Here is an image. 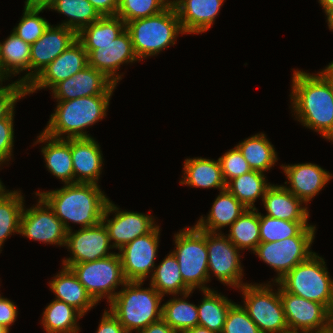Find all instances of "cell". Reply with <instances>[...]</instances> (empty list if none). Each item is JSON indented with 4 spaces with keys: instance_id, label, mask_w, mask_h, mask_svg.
<instances>
[{
    "instance_id": "6da1fadb",
    "label": "cell",
    "mask_w": 333,
    "mask_h": 333,
    "mask_svg": "<svg viewBox=\"0 0 333 333\" xmlns=\"http://www.w3.org/2000/svg\"><path fill=\"white\" fill-rule=\"evenodd\" d=\"M290 101L303 126L333 142V85L320 71L310 74L294 70Z\"/></svg>"
},
{
    "instance_id": "7a4b0ae2",
    "label": "cell",
    "mask_w": 333,
    "mask_h": 333,
    "mask_svg": "<svg viewBox=\"0 0 333 333\" xmlns=\"http://www.w3.org/2000/svg\"><path fill=\"white\" fill-rule=\"evenodd\" d=\"M35 194L49 205L67 232L72 230L69 221L79 224L81 228L102 222L109 201L100 186L94 183L64 184L60 189Z\"/></svg>"
},
{
    "instance_id": "3957f363",
    "label": "cell",
    "mask_w": 333,
    "mask_h": 333,
    "mask_svg": "<svg viewBox=\"0 0 333 333\" xmlns=\"http://www.w3.org/2000/svg\"><path fill=\"white\" fill-rule=\"evenodd\" d=\"M111 96L93 95L57 101L55 113L51 114L42 132L57 139L92 138L85 129L106 116Z\"/></svg>"
},
{
    "instance_id": "277c9868",
    "label": "cell",
    "mask_w": 333,
    "mask_h": 333,
    "mask_svg": "<svg viewBox=\"0 0 333 333\" xmlns=\"http://www.w3.org/2000/svg\"><path fill=\"white\" fill-rule=\"evenodd\" d=\"M142 285L143 281H127L109 302V311L127 333L138 332L161 319L163 296L151 285L146 289Z\"/></svg>"
},
{
    "instance_id": "5b68a950",
    "label": "cell",
    "mask_w": 333,
    "mask_h": 333,
    "mask_svg": "<svg viewBox=\"0 0 333 333\" xmlns=\"http://www.w3.org/2000/svg\"><path fill=\"white\" fill-rule=\"evenodd\" d=\"M126 29L140 61L175 45L178 35L185 34L172 3L158 14L128 22Z\"/></svg>"
},
{
    "instance_id": "8992f818",
    "label": "cell",
    "mask_w": 333,
    "mask_h": 333,
    "mask_svg": "<svg viewBox=\"0 0 333 333\" xmlns=\"http://www.w3.org/2000/svg\"><path fill=\"white\" fill-rule=\"evenodd\" d=\"M286 292L310 301L319 302L330 310L333 302V279L325 261L314 253L296 265L277 282Z\"/></svg>"
},
{
    "instance_id": "52a82bcc",
    "label": "cell",
    "mask_w": 333,
    "mask_h": 333,
    "mask_svg": "<svg viewBox=\"0 0 333 333\" xmlns=\"http://www.w3.org/2000/svg\"><path fill=\"white\" fill-rule=\"evenodd\" d=\"M175 255L180 267L184 283L193 291L210 290L205 286L209 281L208 250L206 247V231L195 225L186 227L174 234Z\"/></svg>"
},
{
    "instance_id": "ba28073f",
    "label": "cell",
    "mask_w": 333,
    "mask_h": 333,
    "mask_svg": "<svg viewBox=\"0 0 333 333\" xmlns=\"http://www.w3.org/2000/svg\"><path fill=\"white\" fill-rule=\"evenodd\" d=\"M269 284L246 283L241 288L243 308L261 333H285L289 330L279 287L277 291Z\"/></svg>"
},
{
    "instance_id": "9c48e42d",
    "label": "cell",
    "mask_w": 333,
    "mask_h": 333,
    "mask_svg": "<svg viewBox=\"0 0 333 333\" xmlns=\"http://www.w3.org/2000/svg\"><path fill=\"white\" fill-rule=\"evenodd\" d=\"M69 268L97 304L106 297L109 303L117 295L115 290L118 286L127 282L118 253L96 261L73 264Z\"/></svg>"
},
{
    "instance_id": "30bf717a",
    "label": "cell",
    "mask_w": 333,
    "mask_h": 333,
    "mask_svg": "<svg viewBox=\"0 0 333 333\" xmlns=\"http://www.w3.org/2000/svg\"><path fill=\"white\" fill-rule=\"evenodd\" d=\"M315 236H294L280 241L260 242L253 251L264 263L277 272L273 283H277L296 265L309 259Z\"/></svg>"
},
{
    "instance_id": "8fae6325",
    "label": "cell",
    "mask_w": 333,
    "mask_h": 333,
    "mask_svg": "<svg viewBox=\"0 0 333 333\" xmlns=\"http://www.w3.org/2000/svg\"><path fill=\"white\" fill-rule=\"evenodd\" d=\"M206 247L209 281L210 273H213L221 283L233 288L239 289L246 284L241 281L244 272L240 262V250L224 233L206 231Z\"/></svg>"
},
{
    "instance_id": "7c38bea8",
    "label": "cell",
    "mask_w": 333,
    "mask_h": 333,
    "mask_svg": "<svg viewBox=\"0 0 333 333\" xmlns=\"http://www.w3.org/2000/svg\"><path fill=\"white\" fill-rule=\"evenodd\" d=\"M88 53V65L102 72L115 85L122 79L120 65L140 61L134 51L130 33L125 29L115 40L106 44H83Z\"/></svg>"
},
{
    "instance_id": "4fadbf2b",
    "label": "cell",
    "mask_w": 333,
    "mask_h": 333,
    "mask_svg": "<svg viewBox=\"0 0 333 333\" xmlns=\"http://www.w3.org/2000/svg\"><path fill=\"white\" fill-rule=\"evenodd\" d=\"M38 197L36 205L28 209L23 207L19 234L45 244L65 246L67 230L49 205Z\"/></svg>"
},
{
    "instance_id": "5bb4252c",
    "label": "cell",
    "mask_w": 333,
    "mask_h": 333,
    "mask_svg": "<svg viewBox=\"0 0 333 333\" xmlns=\"http://www.w3.org/2000/svg\"><path fill=\"white\" fill-rule=\"evenodd\" d=\"M159 237L160 227L157 225L150 233L135 238L119 250L123 274L127 281L144 282L150 275L152 276Z\"/></svg>"
},
{
    "instance_id": "9a60e30c",
    "label": "cell",
    "mask_w": 333,
    "mask_h": 333,
    "mask_svg": "<svg viewBox=\"0 0 333 333\" xmlns=\"http://www.w3.org/2000/svg\"><path fill=\"white\" fill-rule=\"evenodd\" d=\"M72 231L67 232L65 243L72 256L62 260L63 266L70 267L73 264L96 261L115 254L108 252L113 247L103 222L95 226L80 228L76 232Z\"/></svg>"
},
{
    "instance_id": "2e32d148",
    "label": "cell",
    "mask_w": 333,
    "mask_h": 333,
    "mask_svg": "<svg viewBox=\"0 0 333 333\" xmlns=\"http://www.w3.org/2000/svg\"><path fill=\"white\" fill-rule=\"evenodd\" d=\"M115 213L112 219L108 220L110 213ZM154 216L144 213L121 211L119 208L108 201L103 213L102 222L106 226L110 243L113 249L120 250L124 245L130 243L137 237L150 233L157 225Z\"/></svg>"
},
{
    "instance_id": "e0dca14e",
    "label": "cell",
    "mask_w": 333,
    "mask_h": 333,
    "mask_svg": "<svg viewBox=\"0 0 333 333\" xmlns=\"http://www.w3.org/2000/svg\"><path fill=\"white\" fill-rule=\"evenodd\" d=\"M289 330L321 333L329 330V310L321 303L286 292L278 283Z\"/></svg>"
},
{
    "instance_id": "ac0fdd59",
    "label": "cell",
    "mask_w": 333,
    "mask_h": 333,
    "mask_svg": "<svg viewBox=\"0 0 333 333\" xmlns=\"http://www.w3.org/2000/svg\"><path fill=\"white\" fill-rule=\"evenodd\" d=\"M87 65L88 53L77 39L26 86L27 95L43 88L51 90L56 84L70 78Z\"/></svg>"
},
{
    "instance_id": "d6986e66",
    "label": "cell",
    "mask_w": 333,
    "mask_h": 333,
    "mask_svg": "<svg viewBox=\"0 0 333 333\" xmlns=\"http://www.w3.org/2000/svg\"><path fill=\"white\" fill-rule=\"evenodd\" d=\"M116 85L102 72L87 65L51 90L57 101L73 100L84 96L112 95Z\"/></svg>"
},
{
    "instance_id": "ffe728a7",
    "label": "cell",
    "mask_w": 333,
    "mask_h": 333,
    "mask_svg": "<svg viewBox=\"0 0 333 333\" xmlns=\"http://www.w3.org/2000/svg\"><path fill=\"white\" fill-rule=\"evenodd\" d=\"M77 40V33L63 25H49L30 48L31 81Z\"/></svg>"
},
{
    "instance_id": "44dd1931",
    "label": "cell",
    "mask_w": 333,
    "mask_h": 333,
    "mask_svg": "<svg viewBox=\"0 0 333 333\" xmlns=\"http://www.w3.org/2000/svg\"><path fill=\"white\" fill-rule=\"evenodd\" d=\"M281 166L290 185L288 187L285 182L284 187L301 199L306 206L333 177L328 171L314 163Z\"/></svg>"
},
{
    "instance_id": "7402d4cb",
    "label": "cell",
    "mask_w": 333,
    "mask_h": 333,
    "mask_svg": "<svg viewBox=\"0 0 333 333\" xmlns=\"http://www.w3.org/2000/svg\"><path fill=\"white\" fill-rule=\"evenodd\" d=\"M70 149L73 162V184H98L103 169V154L98 142L93 137L70 138Z\"/></svg>"
},
{
    "instance_id": "603a6c76",
    "label": "cell",
    "mask_w": 333,
    "mask_h": 333,
    "mask_svg": "<svg viewBox=\"0 0 333 333\" xmlns=\"http://www.w3.org/2000/svg\"><path fill=\"white\" fill-rule=\"evenodd\" d=\"M225 0H172L185 34H200L214 24Z\"/></svg>"
},
{
    "instance_id": "cb8c5ba5",
    "label": "cell",
    "mask_w": 333,
    "mask_h": 333,
    "mask_svg": "<svg viewBox=\"0 0 333 333\" xmlns=\"http://www.w3.org/2000/svg\"><path fill=\"white\" fill-rule=\"evenodd\" d=\"M30 48L31 45L14 32L0 42L1 81L8 80L11 75L16 76L20 72L28 71L18 81L25 86L31 83Z\"/></svg>"
},
{
    "instance_id": "d4e9b609",
    "label": "cell",
    "mask_w": 333,
    "mask_h": 333,
    "mask_svg": "<svg viewBox=\"0 0 333 333\" xmlns=\"http://www.w3.org/2000/svg\"><path fill=\"white\" fill-rule=\"evenodd\" d=\"M262 203L266 209V215L276 219L288 221H308L309 210L303 207V201L284 187V185H271Z\"/></svg>"
},
{
    "instance_id": "484cf974",
    "label": "cell",
    "mask_w": 333,
    "mask_h": 333,
    "mask_svg": "<svg viewBox=\"0 0 333 333\" xmlns=\"http://www.w3.org/2000/svg\"><path fill=\"white\" fill-rule=\"evenodd\" d=\"M44 143L41 149L47 170L64 184H73V162L70 138L57 139L41 132L34 144Z\"/></svg>"
},
{
    "instance_id": "4316f807",
    "label": "cell",
    "mask_w": 333,
    "mask_h": 333,
    "mask_svg": "<svg viewBox=\"0 0 333 333\" xmlns=\"http://www.w3.org/2000/svg\"><path fill=\"white\" fill-rule=\"evenodd\" d=\"M56 300L77 309L83 316L97 303L87 293L71 268L63 266L61 271L49 282Z\"/></svg>"
},
{
    "instance_id": "83f0119b",
    "label": "cell",
    "mask_w": 333,
    "mask_h": 333,
    "mask_svg": "<svg viewBox=\"0 0 333 333\" xmlns=\"http://www.w3.org/2000/svg\"><path fill=\"white\" fill-rule=\"evenodd\" d=\"M246 209L233 194L224 189L216 197L207 217L201 216L195 226L200 230L218 233L221 228L231 226Z\"/></svg>"
},
{
    "instance_id": "f1b7e54d",
    "label": "cell",
    "mask_w": 333,
    "mask_h": 333,
    "mask_svg": "<svg viewBox=\"0 0 333 333\" xmlns=\"http://www.w3.org/2000/svg\"><path fill=\"white\" fill-rule=\"evenodd\" d=\"M184 175L179 182L181 185L200 188L226 189L222 176L221 165L218 160L202 157L187 158L184 161Z\"/></svg>"
},
{
    "instance_id": "f546056e",
    "label": "cell",
    "mask_w": 333,
    "mask_h": 333,
    "mask_svg": "<svg viewBox=\"0 0 333 333\" xmlns=\"http://www.w3.org/2000/svg\"><path fill=\"white\" fill-rule=\"evenodd\" d=\"M202 292L203 300L197 305L198 325L222 333L228 310L234 302L213 289Z\"/></svg>"
},
{
    "instance_id": "4dcf8cb0",
    "label": "cell",
    "mask_w": 333,
    "mask_h": 333,
    "mask_svg": "<svg viewBox=\"0 0 333 333\" xmlns=\"http://www.w3.org/2000/svg\"><path fill=\"white\" fill-rule=\"evenodd\" d=\"M315 225L307 221L276 219L259 213V233L261 242L280 241L294 236H315Z\"/></svg>"
},
{
    "instance_id": "1f68e13d",
    "label": "cell",
    "mask_w": 333,
    "mask_h": 333,
    "mask_svg": "<svg viewBox=\"0 0 333 333\" xmlns=\"http://www.w3.org/2000/svg\"><path fill=\"white\" fill-rule=\"evenodd\" d=\"M236 147L252 170L267 172L278 161L274 145L264 133L252 135L241 141Z\"/></svg>"
},
{
    "instance_id": "d6a6232c",
    "label": "cell",
    "mask_w": 333,
    "mask_h": 333,
    "mask_svg": "<svg viewBox=\"0 0 333 333\" xmlns=\"http://www.w3.org/2000/svg\"><path fill=\"white\" fill-rule=\"evenodd\" d=\"M149 284L163 297L165 294L181 296L192 291L184 283L179 264L172 252L158 266H155Z\"/></svg>"
},
{
    "instance_id": "836d02e7",
    "label": "cell",
    "mask_w": 333,
    "mask_h": 333,
    "mask_svg": "<svg viewBox=\"0 0 333 333\" xmlns=\"http://www.w3.org/2000/svg\"><path fill=\"white\" fill-rule=\"evenodd\" d=\"M41 324L47 333H78V319L83 315L65 302L54 299L42 314Z\"/></svg>"
},
{
    "instance_id": "e575fe53",
    "label": "cell",
    "mask_w": 333,
    "mask_h": 333,
    "mask_svg": "<svg viewBox=\"0 0 333 333\" xmlns=\"http://www.w3.org/2000/svg\"><path fill=\"white\" fill-rule=\"evenodd\" d=\"M272 184L267 183L263 172L252 170L249 173L235 177L226 184V189L233 194L245 207L256 208L257 198L263 199L267 189Z\"/></svg>"
},
{
    "instance_id": "d590c367",
    "label": "cell",
    "mask_w": 333,
    "mask_h": 333,
    "mask_svg": "<svg viewBox=\"0 0 333 333\" xmlns=\"http://www.w3.org/2000/svg\"><path fill=\"white\" fill-rule=\"evenodd\" d=\"M191 293L193 291L182 294V298L174 296L173 299L162 304L161 318L177 333H183L198 326L197 305L186 301Z\"/></svg>"
},
{
    "instance_id": "8d00e7d4",
    "label": "cell",
    "mask_w": 333,
    "mask_h": 333,
    "mask_svg": "<svg viewBox=\"0 0 333 333\" xmlns=\"http://www.w3.org/2000/svg\"><path fill=\"white\" fill-rule=\"evenodd\" d=\"M226 236L239 250L254 251L261 242L258 209L247 208L233 222Z\"/></svg>"
},
{
    "instance_id": "74e56055",
    "label": "cell",
    "mask_w": 333,
    "mask_h": 333,
    "mask_svg": "<svg viewBox=\"0 0 333 333\" xmlns=\"http://www.w3.org/2000/svg\"><path fill=\"white\" fill-rule=\"evenodd\" d=\"M51 9L66 15L67 21L59 25L70 28L77 34L101 17L89 0H56L49 10Z\"/></svg>"
},
{
    "instance_id": "f35d334b",
    "label": "cell",
    "mask_w": 333,
    "mask_h": 333,
    "mask_svg": "<svg viewBox=\"0 0 333 333\" xmlns=\"http://www.w3.org/2000/svg\"><path fill=\"white\" fill-rule=\"evenodd\" d=\"M21 191L6 190L0 196V253L4 241L12 235L19 234L20 217L24 207Z\"/></svg>"
},
{
    "instance_id": "ab89813d",
    "label": "cell",
    "mask_w": 333,
    "mask_h": 333,
    "mask_svg": "<svg viewBox=\"0 0 333 333\" xmlns=\"http://www.w3.org/2000/svg\"><path fill=\"white\" fill-rule=\"evenodd\" d=\"M126 29V23L117 15L101 16L97 21L84 27L77 39L82 44L110 43Z\"/></svg>"
},
{
    "instance_id": "60d3db41",
    "label": "cell",
    "mask_w": 333,
    "mask_h": 333,
    "mask_svg": "<svg viewBox=\"0 0 333 333\" xmlns=\"http://www.w3.org/2000/svg\"><path fill=\"white\" fill-rule=\"evenodd\" d=\"M171 3L172 0H119L117 16L127 24L136 19L158 14Z\"/></svg>"
},
{
    "instance_id": "b9f144b4",
    "label": "cell",
    "mask_w": 333,
    "mask_h": 333,
    "mask_svg": "<svg viewBox=\"0 0 333 333\" xmlns=\"http://www.w3.org/2000/svg\"><path fill=\"white\" fill-rule=\"evenodd\" d=\"M23 16L13 32L30 45L35 43L50 25L48 20L39 16L43 9H33L24 6Z\"/></svg>"
},
{
    "instance_id": "7bdbcfd3",
    "label": "cell",
    "mask_w": 333,
    "mask_h": 333,
    "mask_svg": "<svg viewBox=\"0 0 333 333\" xmlns=\"http://www.w3.org/2000/svg\"><path fill=\"white\" fill-rule=\"evenodd\" d=\"M222 333H261L242 305L234 303L228 310Z\"/></svg>"
},
{
    "instance_id": "ee69618b",
    "label": "cell",
    "mask_w": 333,
    "mask_h": 333,
    "mask_svg": "<svg viewBox=\"0 0 333 333\" xmlns=\"http://www.w3.org/2000/svg\"><path fill=\"white\" fill-rule=\"evenodd\" d=\"M218 159L221 165L222 176L226 184L233 178L252 171L236 146L225 152L224 155Z\"/></svg>"
},
{
    "instance_id": "f6af8a7d",
    "label": "cell",
    "mask_w": 333,
    "mask_h": 333,
    "mask_svg": "<svg viewBox=\"0 0 333 333\" xmlns=\"http://www.w3.org/2000/svg\"><path fill=\"white\" fill-rule=\"evenodd\" d=\"M0 81V119L7 118L14 110L19 99L27 96L26 86L17 81L2 86Z\"/></svg>"
},
{
    "instance_id": "bcb514c9",
    "label": "cell",
    "mask_w": 333,
    "mask_h": 333,
    "mask_svg": "<svg viewBox=\"0 0 333 333\" xmlns=\"http://www.w3.org/2000/svg\"><path fill=\"white\" fill-rule=\"evenodd\" d=\"M13 111L7 118L0 119V163L5 164L12 158L14 144V114Z\"/></svg>"
},
{
    "instance_id": "7dc6e473",
    "label": "cell",
    "mask_w": 333,
    "mask_h": 333,
    "mask_svg": "<svg viewBox=\"0 0 333 333\" xmlns=\"http://www.w3.org/2000/svg\"><path fill=\"white\" fill-rule=\"evenodd\" d=\"M17 310V305L14 302L0 295V325L10 331V326L16 321Z\"/></svg>"
},
{
    "instance_id": "c3c4849f",
    "label": "cell",
    "mask_w": 333,
    "mask_h": 333,
    "mask_svg": "<svg viewBox=\"0 0 333 333\" xmlns=\"http://www.w3.org/2000/svg\"><path fill=\"white\" fill-rule=\"evenodd\" d=\"M96 333H127L119 320L108 310H104Z\"/></svg>"
},
{
    "instance_id": "681fc988",
    "label": "cell",
    "mask_w": 333,
    "mask_h": 333,
    "mask_svg": "<svg viewBox=\"0 0 333 333\" xmlns=\"http://www.w3.org/2000/svg\"><path fill=\"white\" fill-rule=\"evenodd\" d=\"M101 16H116L119 0H89Z\"/></svg>"
},
{
    "instance_id": "f907efd6",
    "label": "cell",
    "mask_w": 333,
    "mask_h": 333,
    "mask_svg": "<svg viewBox=\"0 0 333 333\" xmlns=\"http://www.w3.org/2000/svg\"><path fill=\"white\" fill-rule=\"evenodd\" d=\"M136 333V331H135ZM137 333H177L172 329L162 318L156 322L151 323L145 329Z\"/></svg>"
},
{
    "instance_id": "816d5d0a",
    "label": "cell",
    "mask_w": 333,
    "mask_h": 333,
    "mask_svg": "<svg viewBox=\"0 0 333 333\" xmlns=\"http://www.w3.org/2000/svg\"><path fill=\"white\" fill-rule=\"evenodd\" d=\"M56 0H26L25 6L33 9H50Z\"/></svg>"
},
{
    "instance_id": "f5cc1de1",
    "label": "cell",
    "mask_w": 333,
    "mask_h": 333,
    "mask_svg": "<svg viewBox=\"0 0 333 333\" xmlns=\"http://www.w3.org/2000/svg\"><path fill=\"white\" fill-rule=\"evenodd\" d=\"M321 72L333 85V61L329 63V65H327L326 68L323 69Z\"/></svg>"
},
{
    "instance_id": "db71d44e",
    "label": "cell",
    "mask_w": 333,
    "mask_h": 333,
    "mask_svg": "<svg viewBox=\"0 0 333 333\" xmlns=\"http://www.w3.org/2000/svg\"><path fill=\"white\" fill-rule=\"evenodd\" d=\"M325 15L333 10V0H319Z\"/></svg>"
},
{
    "instance_id": "11a10c76",
    "label": "cell",
    "mask_w": 333,
    "mask_h": 333,
    "mask_svg": "<svg viewBox=\"0 0 333 333\" xmlns=\"http://www.w3.org/2000/svg\"><path fill=\"white\" fill-rule=\"evenodd\" d=\"M183 333H217V332L211 331L205 327L198 325V326H195L191 329L184 331Z\"/></svg>"
},
{
    "instance_id": "9f6ffc18",
    "label": "cell",
    "mask_w": 333,
    "mask_h": 333,
    "mask_svg": "<svg viewBox=\"0 0 333 333\" xmlns=\"http://www.w3.org/2000/svg\"><path fill=\"white\" fill-rule=\"evenodd\" d=\"M326 19H327V24H328V27H329V30H332L333 31V10L330 11L327 15H326Z\"/></svg>"
},
{
    "instance_id": "6f0895ef",
    "label": "cell",
    "mask_w": 333,
    "mask_h": 333,
    "mask_svg": "<svg viewBox=\"0 0 333 333\" xmlns=\"http://www.w3.org/2000/svg\"><path fill=\"white\" fill-rule=\"evenodd\" d=\"M329 331L333 332V302L329 310Z\"/></svg>"
},
{
    "instance_id": "680465c9",
    "label": "cell",
    "mask_w": 333,
    "mask_h": 333,
    "mask_svg": "<svg viewBox=\"0 0 333 333\" xmlns=\"http://www.w3.org/2000/svg\"><path fill=\"white\" fill-rule=\"evenodd\" d=\"M285 333H314V332L313 331H301V330H299V332H298V330H288Z\"/></svg>"
},
{
    "instance_id": "91938a15",
    "label": "cell",
    "mask_w": 333,
    "mask_h": 333,
    "mask_svg": "<svg viewBox=\"0 0 333 333\" xmlns=\"http://www.w3.org/2000/svg\"><path fill=\"white\" fill-rule=\"evenodd\" d=\"M2 164L0 163V166ZM6 191V188L5 186H3V183L1 182V179H0V196Z\"/></svg>"
},
{
    "instance_id": "94428289",
    "label": "cell",
    "mask_w": 333,
    "mask_h": 333,
    "mask_svg": "<svg viewBox=\"0 0 333 333\" xmlns=\"http://www.w3.org/2000/svg\"><path fill=\"white\" fill-rule=\"evenodd\" d=\"M0 333H9V330H7L4 326L0 325Z\"/></svg>"
},
{
    "instance_id": "6125c7cd",
    "label": "cell",
    "mask_w": 333,
    "mask_h": 333,
    "mask_svg": "<svg viewBox=\"0 0 333 333\" xmlns=\"http://www.w3.org/2000/svg\"><path fill=\"white\" fill-rule=\"evenodd\" d=\"M314 333H316V332H314ZM321 333H333V332H331V331H325V332H321Z\"/></svg>"
}]
</instances>
